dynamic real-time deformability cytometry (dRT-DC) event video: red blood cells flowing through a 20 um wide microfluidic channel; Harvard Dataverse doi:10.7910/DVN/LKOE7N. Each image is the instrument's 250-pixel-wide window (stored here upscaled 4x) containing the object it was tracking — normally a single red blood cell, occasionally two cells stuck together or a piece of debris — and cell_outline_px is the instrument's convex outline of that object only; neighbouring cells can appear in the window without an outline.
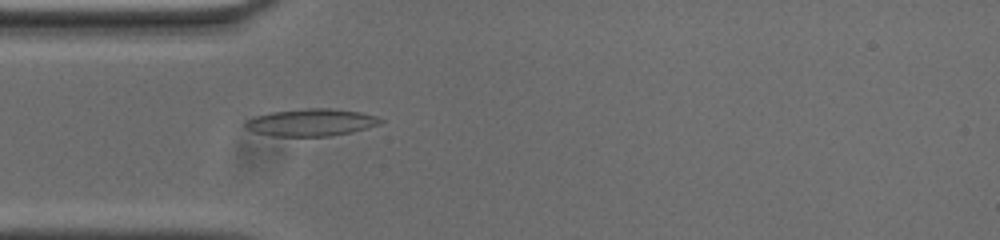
{"species": "common noctule bat (a hibernating species)", "species_latin": "Nyctalus noctula", "temperature_condition": "cold", "stored_images_in_passage": 53, "camera_frame_rate_fps": 3000, "um_per_image_px": 0.085, "animal": {"sex": "male", "body_mass_g": 20.0, "forearm_length_mm": 53.3}, "frame": {"image": 1, "passage_image": 14, "time_ms": 4.333, "image_size_px": [1000, 240], "cell_outline_px": [[384, 120], [380, 124], [352, 132], [328, 136], [272, 136], [256, 132], [248, 128], [244, 124], [252, 116], [272, 112], [304, 108], [332, 108], [360, 112], [376, 116]], "centroid_in_image_um": [26.46, 10.4], "position_along_channel_um": 58.5, "area_um2": 21.39}}
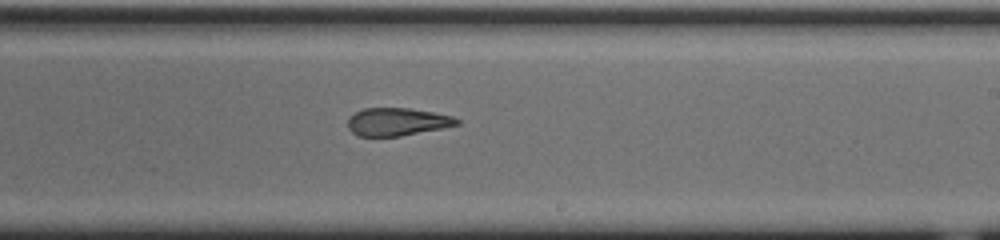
{"frame": {"image": 2, "passage_image": 30, "time_ms": 9.667, "image_size_px": [1000, 240], "cell_outline_px": [[460, 124], [444, 128], [400, 136], [356, 136], [348, 128], [348, 116], [364, 108], [408, 108], [432, 112], [452, 116], [460, 120]], "centroid_in_image_um": [33.75, 10.36], "position_along_channel_um": 255.3, "area_um2": 17.74}}
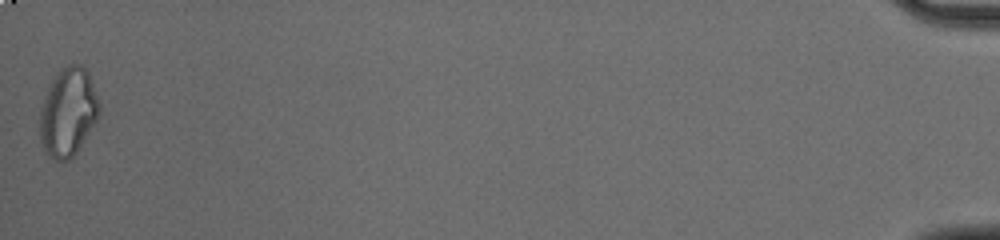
{"frame": {"image": 3, "passage_image": 53, "time_ms": 17.333, "image_size_px": [1000, 240], "cell_outline_px": [[100, 112], [96, 120], [76, 152], [68, 160], [56, 160], [44, 152], [40, 140], [40, 108], [48, 88], [52, 80], [68, 64], [80, 64], [88, 72], [100, 100]], "centroid_in_image_um": [5.79, 9.53], "position_along_channel_um": 429.4, "area_um2": 30.29}, "authors_computed_cell_mechanics": {"area_um2": 19.7098, "velocity_mm_per_s": 3.6965, "shape_relaxation_time_tau1_ms": null, "shape_relaxation_time_tau2_ms": 3.7149, "deformation_change_tau1": null, "deformation_change_tau2": 0.1217}}